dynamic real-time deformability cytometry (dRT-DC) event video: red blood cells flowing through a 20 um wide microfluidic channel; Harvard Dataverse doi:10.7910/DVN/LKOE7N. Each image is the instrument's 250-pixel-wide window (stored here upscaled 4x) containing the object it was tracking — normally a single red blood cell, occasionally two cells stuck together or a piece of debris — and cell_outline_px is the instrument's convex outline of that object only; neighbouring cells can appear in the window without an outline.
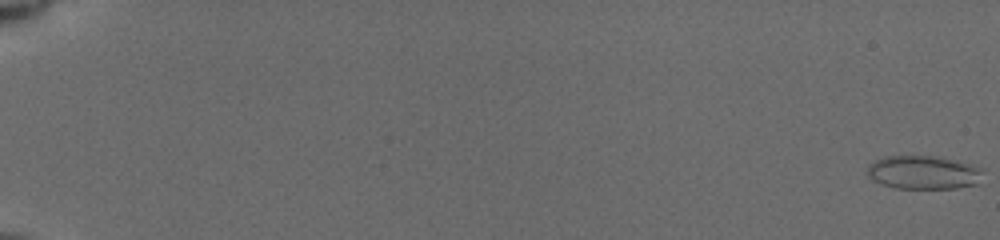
{"species": "common noctule bat (a hibernating species)", "species_latin": "Nyctalus noctula", "temperature_condition": "cold", "stored_images_in_passage": 55, "camera_frame_rate_fps": 3000, "um_per_image_px": 0.085, "animal": {"sex": "female", "body_mass_g": 19.5, "forearm_length_mm": 54.1}, "frame": {"image": 1, "passage_image": 1, "time_ms": 0.0, "image_size_px": [1000, 240], "cell_outline_px": [[984, 168], [976, 184], [956, 188], [896, 188], [872, 180], [868, 176], [868, 164], [884, 156], [932, 156], [968, 164]], "centroid_in_image_um": [78.45, 14.66], "position_along_channel_um": 6.5, "area_um2": 22.2}}
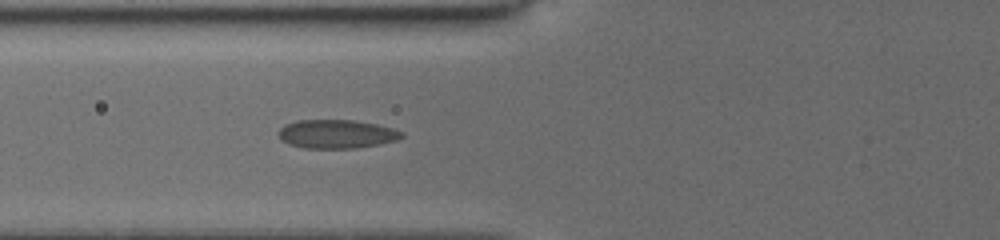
{"frame": {"image": 2, "passage_image": 42, "time_ms": 7.667, "image_size_px": [1000, 240], "cell_outline_px": [[404, 136], [396, 140], [380, 144], [356, 148], [304, 148], [288, 144], [280, 140], [280, 128], [284, 124], [296, 120], [352, 120], [376, 124], [392, 128], [404, 132]], "centroid_in_image_um": [28.6, 11.39], "position_along_channel_um": 97.2, "area_um2": 20.63}}
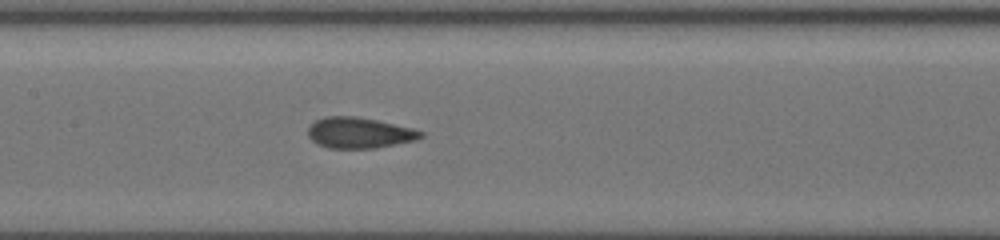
{"frame": {"image": 3, "passage_image": 54, "time_ms": 9.667, "image_size_px": [1000, 240], "cell_outline_px": [[424, 136], [416, 140], [376, 148], [328, 148], [316, 144], [308, 136], [308, 128], [316, 120], [324, 116], [356, 116], [376, 120], [412, 128], [424, 132]], "centroid_in_image_um": [30.53, 11.29], "position_along_channel_um": 176.9, "area_um2": 20.29}}